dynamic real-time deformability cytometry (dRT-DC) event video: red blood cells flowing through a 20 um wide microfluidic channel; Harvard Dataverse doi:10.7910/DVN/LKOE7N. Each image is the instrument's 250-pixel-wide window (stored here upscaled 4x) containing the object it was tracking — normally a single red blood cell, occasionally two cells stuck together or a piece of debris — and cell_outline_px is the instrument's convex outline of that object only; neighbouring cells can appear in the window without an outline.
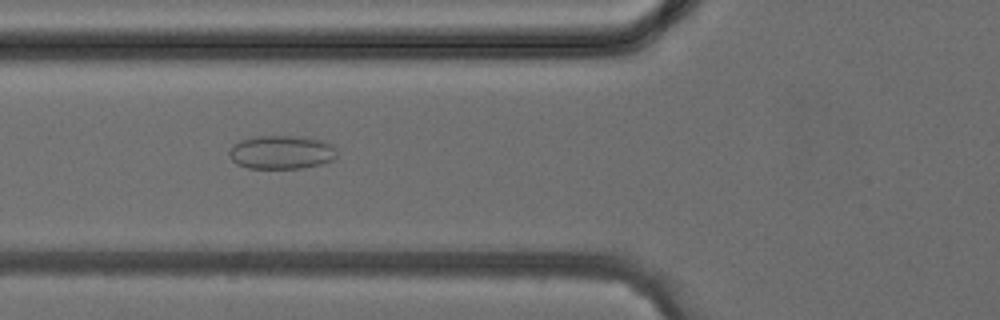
{"species": "common noctule bat (a hibernating species)", "species_latin": "Nyctalus noctula", "temperature_condition": "cold", "stored_images_in_passage": 41, "camera_frame_rate_fps": 3000, "um_per_image_px": 0.085, "animal": {"sex": "female", "body_mass_g": 24.6, "forearm_length_mm": 56.2}, "frame": {"image": 1, "passage_image": 16, "time_ms": 5.0, "image_size_px": [1000, 320], "cell_outline_px": [[336, 160], [304, 168], [248, 168], [236, 164], [228, 156], [228, 152], [232, 144], [240, 140], [252, 136], [304, 136], [324, 140], [332, 144], [336, 148]], "centroid_in_image_um": [23.93, 12.93], "position_along_channel_um": 101.9, "area_um2": 21.62}}
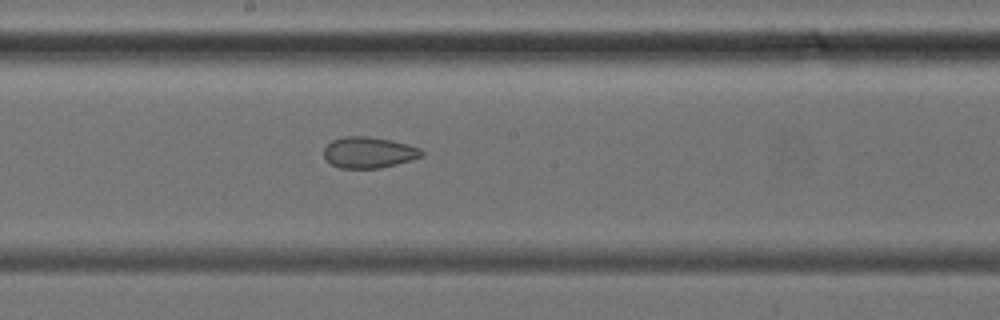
{"frame": {"image": 2, "passage_image": 23, "time_ms": 7.333, "image_size_px": [1000, 320], "cell_outline_px": [[424, 156], [412, 160], [380, 168], [340, 168], [332, 164], [324, 156], [324, 148], [332, 140], [344, 136], [368, 136], [392, 140], [408, 144], [420, 148], [424, 152]], "centroid_in_image_um": [31.38, 12.95], "position_along_channel_um": 216.8, "area_um2": 17.8}}
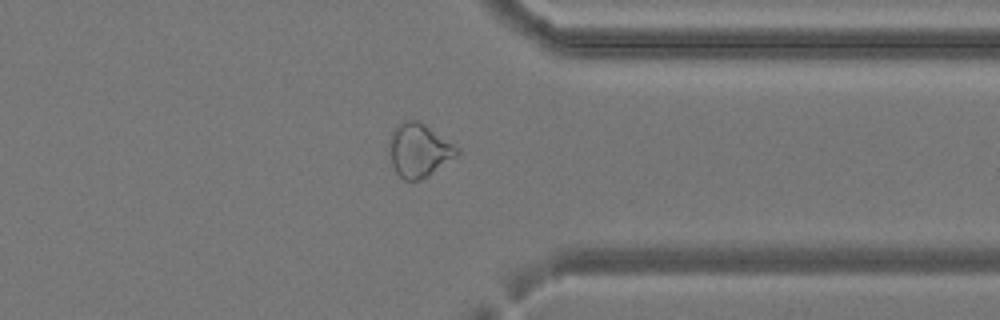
{"frame": {"image": 3, "passage_image": 33, "time_ms": 10.667, "image_size_px": [1000, 320], "cell_outline_px": [[460, 152], [456, 156], [428, 176], [420, 180], [404, 180], [396, 172], [392, 164], [388, 144], [388, 140], [392, 128], [408, 120], [420, 120], [460, 148]], "centroid_in_image_um": [35.6, 12.75], "position_along_channel_um": 375.8, "area_um2": 21.27}}